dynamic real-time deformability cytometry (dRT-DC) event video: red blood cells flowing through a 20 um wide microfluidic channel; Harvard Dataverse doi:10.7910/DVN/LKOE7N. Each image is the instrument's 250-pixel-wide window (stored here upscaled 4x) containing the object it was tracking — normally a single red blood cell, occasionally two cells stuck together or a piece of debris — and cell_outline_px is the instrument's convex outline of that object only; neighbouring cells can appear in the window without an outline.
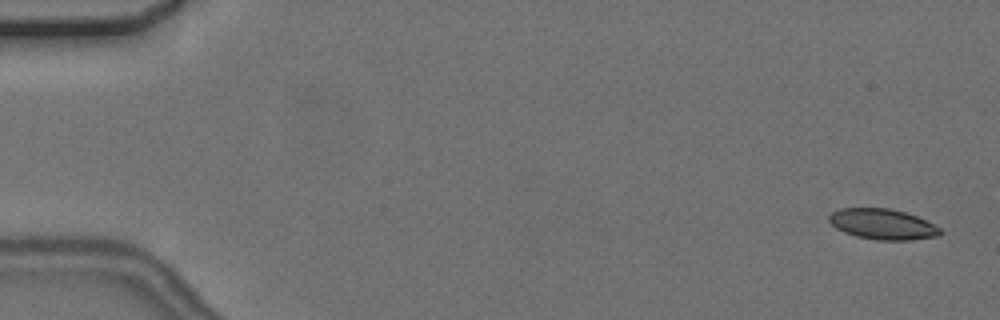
{"species": "common noctule bat (a hibernating species)", "species_latin": "Nyctalus noctula", "temperature_condition": "cold", "stored_images_in_passage": 5, "camera_frame_rate_fps": 3000, "um_per_image_px": 0.085, "animal": {"sex": "female", "body_mass_g": 24.6, "forearm_length_mm": 56.2}, "frame": {"image": 1, "passage_image": 1, "time_ms": 0.0, "image_size_px": [1000, 320], "cell_outline_px": [[944, 232], [940, 236], [912, 240], [876, 240], [856, 236], [844, 232], [836, 228], [828, 220], [828, 216], [832, 212], [840, 208], [888, 208], [904, 212], [916, 216], [940, 228]], "centroid_in_image_um": [75.02, 19.06], "position_along_channel_um": 10.0, "area_um2": 19.83}}